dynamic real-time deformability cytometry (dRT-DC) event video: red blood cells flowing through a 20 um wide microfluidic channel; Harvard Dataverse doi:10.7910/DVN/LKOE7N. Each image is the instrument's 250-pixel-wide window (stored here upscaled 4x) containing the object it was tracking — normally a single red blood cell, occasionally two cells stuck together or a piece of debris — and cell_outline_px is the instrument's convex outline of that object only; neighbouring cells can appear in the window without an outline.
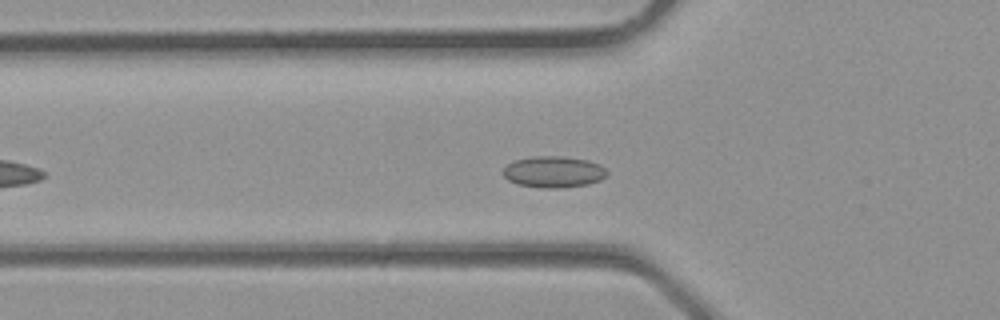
{"species": "common noctule bat (a hibernating species)", "species_latin": "Nyctalus noctula", "temperature_condition": "room temperature", "stored_images_in_passage": 29, "camera_frame_rate_fps": 3000, "um_per_image_px": 0.085, "animal": {"sex": "male", "body_mass_g": 23.1, "forearm_length_mm": 52.7}, "frame": {"image": 1, "passage_image": 7, "time_ms": 2.0, "image_size_px": [1000, 320], "cell_outline_px": [[608, 172], [600, 180], [588, 184], [560, 188], [540, 188], [516, 184], [508, 180], [504, 176], [504, 168], [508, 164], [516, 160], [536, 156], [560, 156], [588, 160], [600, 164]], "centroid_in_image_um": [47.06, 14.62], "position_along_channel_um": 78.7, "area_um2": 18.9}}
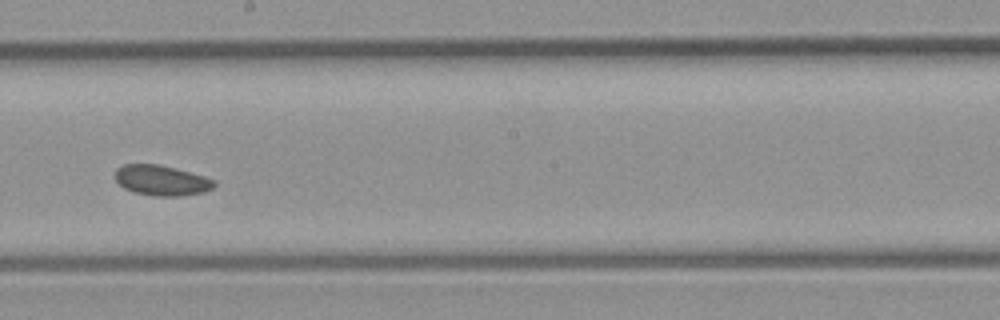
{"frame": {"image": 2, "passage_image": 15, "time_ms": 4.667, "image_size_px": [1000, 320], "cell_outline_px": [[216, 184], [212, 188], [204, 192], [180, 196], [152, 196], [136, 192], [124, 188], [116, 180], [116, 168], [124, 164], [160, 164], [176, 168], [204, 176], [216, 180]], "centroid_in_image_um": [13.75, 15.33], "position_along_channel_um": 234.4, "area_um2": 17.51}}
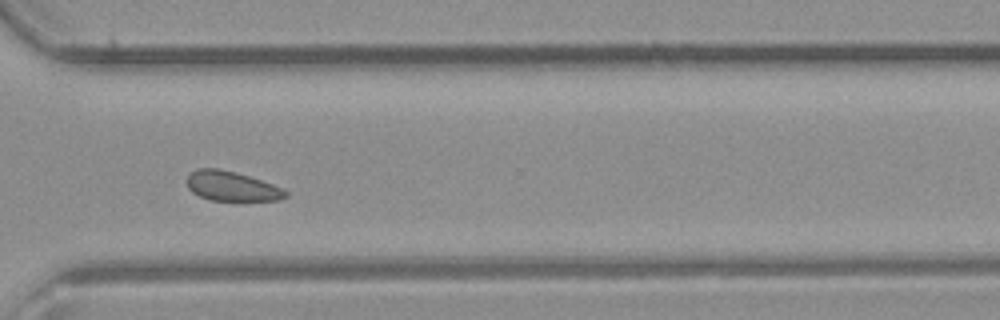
{"frame": {"image": 3, "passage_image": 21, "time_ms": 6.667, "image_size_px": [1000, 320], "cell_outline_px": [[288, 196], [280, 200], [208, 200], [192, 192], [188, 188], [188, 176], [196, 168], [216, 168], [248, 176], [284, 188], [288, 192]], "centroid_in_image_um": [19.71, 15.84], "position_along_channel_um": 350.9, "area_um2": 16.82}}